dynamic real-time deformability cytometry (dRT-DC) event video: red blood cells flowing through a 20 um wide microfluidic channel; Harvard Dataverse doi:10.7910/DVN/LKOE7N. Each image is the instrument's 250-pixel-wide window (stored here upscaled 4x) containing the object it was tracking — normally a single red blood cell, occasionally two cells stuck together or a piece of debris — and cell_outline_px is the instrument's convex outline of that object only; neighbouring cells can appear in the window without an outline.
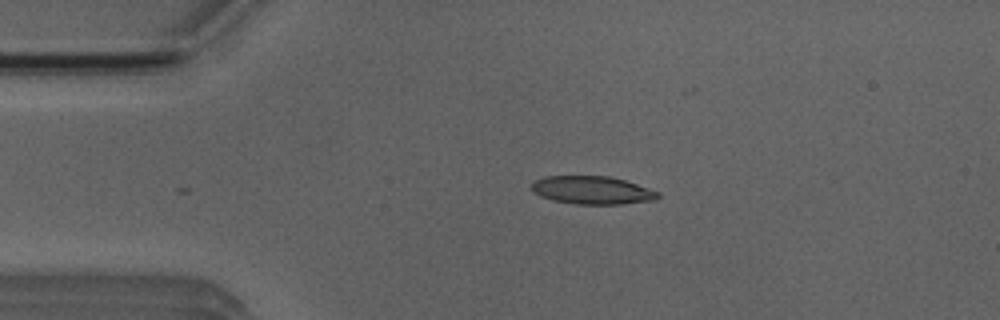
{"species": "Egyptian fruit bat (a non-hibernating species)", "species_latin": "Rousettus aegyptiacus", "temperature_condition": "room temperature", "stored_images_in_passage": 5, "camera_frame_rate_fps": 3000, "um_per_image_px": 0.085, "animal": {"sex": "male"}, "frame": {"image": 1, "passage_image": 4, "time_ms": 3.333, "image_size_px": [1000, 320], "cell_outline_px": [[660, 196], [656, 200], [620, 204], [576, 204], [552, 200], [540, 196], [532, 192], [532, 184], [536, 180], [544, 176], [608, 176], [624, 180], [660, 192]], "centroid_in_image_um": [50.33, 16.17], "position_along_channel_um": 34.7, "area_um2": 20.63}}